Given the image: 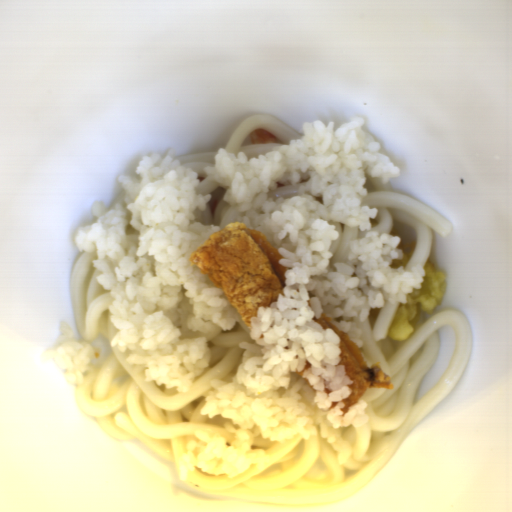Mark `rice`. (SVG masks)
Here are the masks:
<instances>
[{
    "label": "rice",
    "instance_id": "1",
    "mask_svg": "<svg viewBox=\"0 0 512 512\" xmlns=\"http://www.w3.org/2000/svg\"><path fill=\"white\" fill-rule=\"evenodd\" d=\"M364 119L303 124V135L258 157L237 156L222 147L207 180L225 187L227 203L219 225H203L210 194H197L200 178L178 157H141L133 176L120 175L124 198L115 207L92 204L95 222L77 232L78 252L96 253L101 287L111 296L110 319L118 330L110 346L144 379L179 392L192 388L209 367L207 337L218 328L231 331L242 320L224 292L191 263L190 255L229 223H245L265 235L283 257L285 286L268 307H257L250 321L253 342L241 341L242 362L231 382L211 380L199 414L222 416L233 433L229 445L194 431L178 461L179 481L198 467L209 475L235 478L254 465L262 472L270 456L252 450L256 436L280 443L300 436L325 438L339 463L352 448L341 427L368 423L361 398L351 396L336 332L313 321L330 317L357 348L363 333L354 327L370 308L407 303L421 289L422 266L405 271L392 263L403 251L400 239L372 232L377 208L361 205L369 176L383 184L399 178L400 168L381 153ZM339 222L371 231L351 243L348 262L329 264ZM312 365L303 376L306 361ZM332 401L339 404L329 410ZM344 413V415H343Z\"/></svg>",
    "mask_w": 512,
    "mask_h": 512
},
{
    "label": "rice",
    "instance_id": "2",
    "mask_svg": "<svg viewBox=\"0 0 512 512\" xmlns=\"http://www.w3.org/2000/svg\"><path fill=\"white\" fill-rule=\"evenodd\" d=\"M57 341L58 345L47 351V358H51L55 365L65 370L66 382L71 385H81L84 381L83 375L92 360L101 357L99 348L77 340L75 332L62 322Z\"/></svg>",
    "mask_w": 512,
    "mask_h": 512
}]
</instances>
